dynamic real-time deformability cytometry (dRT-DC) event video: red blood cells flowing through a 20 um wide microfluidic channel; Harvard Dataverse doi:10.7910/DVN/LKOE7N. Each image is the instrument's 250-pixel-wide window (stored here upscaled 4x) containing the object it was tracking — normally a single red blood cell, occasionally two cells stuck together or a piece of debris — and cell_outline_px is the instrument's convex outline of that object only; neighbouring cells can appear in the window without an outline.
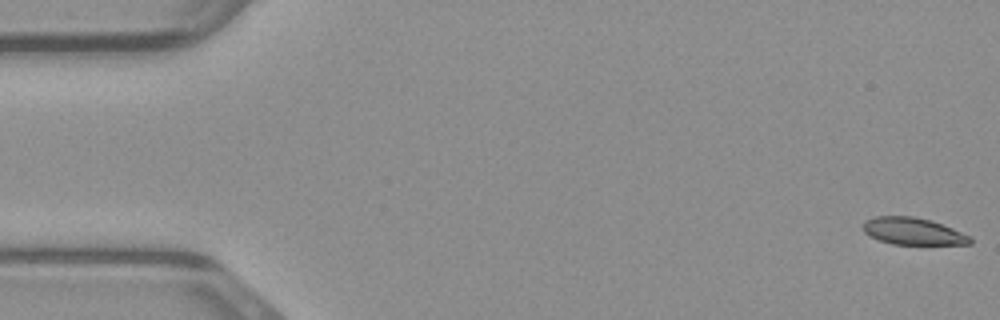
{"species": "common noctule bat (a hibernating species)", "species_latin": "Nyctalus noctula", "temperature_condition": "warm", "stored_images_in_passage": 49, "camera_frame_rate_fps": 3000, "um_per_image_px": 0.085, "animal": {"sex": "male", "body_mass_g": 23.1, "forearm_length_mm": 52.7}, "frame": {"image": 1, "passage_image": 1, "time_ms": 0.0, "image_size_px": [1000, 320], "cell_outline_px": [[972, 244], [892, 244], [868, 236], [864, 232], [864, 220], [876, 216], [912, 216], [932, 220], [972, 236]], "centroid_in_image_um": [77.62, 19.65], "position_along_channel_um": 7.4, "area_um2": 16.94}}
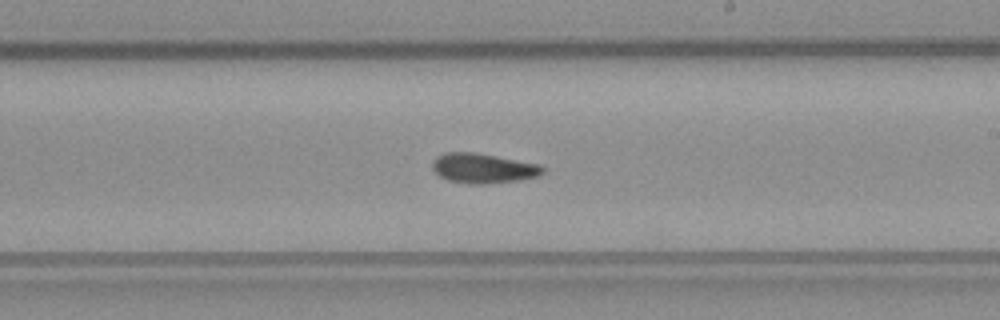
{"frame": {"image": 2, "passage_image": 28, "time_ms": 9.0, "image_size_px": [1000, 320], "cell_outline_px": [[544, 172], [536, 176], [520, 180], [484, 184], [468, 184], [448, 180], [440, 176], [432, 168], [432, 160], [436, 156], [444, 152], [476, 152], [540, 164], [544, 168]], "centroid_in_image_um": [41.04, 14.29], "position_along_channel_um": 248.0, "area_um2": 19.31}}
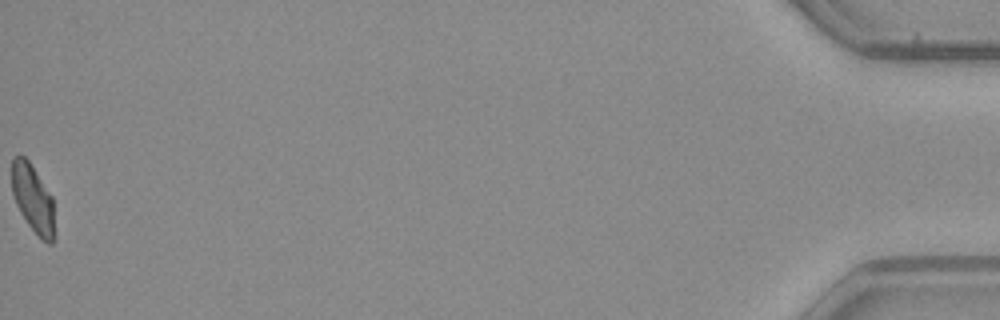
{"frame": {"image": 3, "passage_image": 49, "time_ms": 16.0, "image_size_px": [1000, 320], "cell_outline_px": [[56, 236], [52, 244], [48, 244], [40, 240], [28, 224], [20, 212], [16, 204], [12, 192], [12, 156], [24, 156], [28, 160], [52, 196]], "centroid_in_image_um": [2.83, 16.96], "position_along_channel_um": 432.4, "area_um2": 17.22}}